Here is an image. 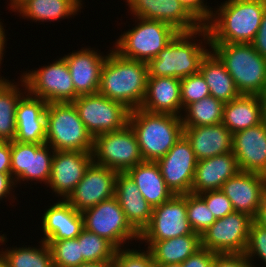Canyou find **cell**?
I'll return each mask as SVG.
<instances>
[{
  "mask_svg": "<svg viewBox=\"0 0 266 267\" xmlns=\"http://www.w3.org/2000/svg\"><path fill=\"white\" fill-rule=\"evenodd\" d=\"M180 92L183 110L189 104L210 96L208 85L200 72L180 79Z\"/></svg>",
  "mask_w": 266,
  "mask_h": 267,
  "instance_id": "f35d334b",
  "label": "cell"
},
{
  "mask_svg": "<svg viewBox=\"0 0 266 267\" xmlns=\"http://www.w3.org/2000/svg\"><path fill=\"white\" fill-rule=\"evenodd\" d=\"M93 162L92 153L83 151H55L48 186L62 200H66L82 180L89 165Z\"/></svg>",
  "mask_w": 266,
  "mask_h": 267,
  "instance_id": "ac0fdd59",
  "label": "cell"
},
{
  "mask_svg": "<svg viewBox=\"0 0 266 267\" xmlns=\"http://www.w3.org/2000/svg\"><path fill=\"white\" fill-rule=\"evenodd\" d=\"M125 249V250H124ZM117 249L114 255V267H157L153 261L151 252L127 249Z\"/></svg>",
  "mask_w": 266,
  "mask_h": 267,
  "instance_id": "ab89813d",
  "label": "cell"
},
{
  "mask_svg": "<svg viewBox=\"0 0 266 267\" xmlns=\"http://www.w3.org/2000/svg\"><path fill=\"white\" fill-rule=\"evenodd\" d=\"M0 173L11 174V142L0 143Z\"/></svg>",
  "mask_w": 266,
  "mask_h": 267,
  "instance_id": "7dc6e473",
  "label": "cell"
},
{
  "mask_svg": "<svg viewBox=\"0 0 266 267\" xmlns=\"http://www.w3.org/2000/svg\"><path fill=\"white\" fill-rule=\"evenodd\" d=\"M115 197L124 211L127 221L140 234L149 224L153 208L126 172L117 174Z\"/></svg>",
  "mask_w": 266,
  "mask_h": 267,
  "instance_id": "4316f807",
  "label": "cell"
},
{
  "mask_svg": "<svg viewBox=\"0 0 266 267\" xmlns=\"http://www.w3.org/2000/svg\"><path fill=\"white\" fill-rule=\"evenodd\" d=\"M75 267H114V261L85 262Z\"/></svg>",
  "mask_w": 266,
  "mask_h": 267,
  "instance_id": "816d5d0a",
  "label": "cell"
},
{
  "mask_svg": "<svg viewBox=\"0 0 266 267\" xmlns=\"http://www.w3.org/2000/svg\"><path fill=\"white\" fill-rule=\"evenodd\" d=\"M198 195L205 201L215 219L223 218L234 211L231 201L221 190H209Z\"/></svg>",
  "mask_w": 266,
  "mask_h": 267,
  "instance_id": "b9f144b4",
  "label": "cell"
},
{
  "mask_svg": "<svg viewBox=\"0 0 266 267\" xmlns=\"http://www.w3.org/2000/svg\"><path fill=\"white\" fill-rule=\"evenodd\" d=\"M54 267H75L84 263L80 242L75 239L47 240Z\"/></svg>",
  "mask_w": 266,
  "mask_h": 267,
  "instance_id": "8d00e7d4",
  "label": "cell"
},
{
  "mask_svg": "<svg viewBox=\"0 0 266 267\" xmlns=\"http://www.w3.org/2000/svg\"><path fill=\"white\" fill-rule=\"evenodd\" d=\"M82 216L86 230L106 238L117 249L132 240L139 241V233L127 221L115 196L84 210Z\"/></svg>",
  "mask_w": 266,
  "mask_h": 267,
  "instance_id": "9c48e42d",
  "label": "cell"
},
{
  "mask_svg": "<svg viewBox=\"0 0 266 267\" xmlns=\"http://www.w3.org/2000/svg\"><path fill=\"white\" fill-rule=\"evenodd\" d=\"M253 218L233 211L216 221L201 234V247L218 254L244 253Z\"/></svg>",
  "mask_w": 266,
  "mask_h": 267,
  "instance_id": "7c38bea8",
  "label": "cell"
},
{
  "mask_svg": "<svg viewBox=\"0 0 266 267\" xmlns=\"http://www.w3.org/2000/svg\"><path fill=\"white\" fill-rule=\"evenodd\" d=\"M50 148L46 143L11 141V177L16 186L21 180L39 181L47 186L55 152Z\"/></svg>",
  "mask_w": 266,
  "mask_h": 267,
  "instance_id": "5bb4252c",
  "label": "cell"
},
{
  "mask_svg": "<svg viewBox=\"0 0 266 267\" xmlns=\"http://www.w3.org/2000/svg\"><path fill=\"white\" fill-rule=\"evenodd\" d=\"M185 8L202 24L204 25L210 18L212 9L204 4V0H179Z\"/></svg>",
  "mask_w": 266,
  "mask_h": 267,
  "instance_id": "f6af8a7d",
  "label": "cell"
},
{
  "mask_svg": "<svg viewBox=\"0 0 266 267\" xmlns=\"http://www.w3.org/2000/svg\"><path fill=\"white\" fill-rule=\"evenodd\" d=\"M134 17L157 20L178 32H193L203 25L179 0H126Z\"/></svg>",
  "mask_w": 266,
  "mask_h": 267,
  "instance_id": "e0dca14e",
  "label": "cell"
},
{
  "mask_svg": "<svg viewBox=\"0 0 266 267\" xmlns=\"http://www.w3.org/2000/svg\"><path fill=\"white\" fill-rule=\"evenodd\" d=\"M39 247H16L0 251L7 267H54L51 250L41 240Z\"/></svg>",
  "mask_w": 266,
  "mask_h": 267,
  "instance_id": "836d02e7",
  "label": "cell"
},
{
  "mask_svg": "<svg viewBox=\"0 0 266 267\" xmlns=\"http://www.w3.org/2000/svg\"><path fill=\"white\" fill-rule=\"evenodd\" d=\"M186 234H198L187 219L186 194L173 195L153 207L151 220L139 234V241H161Z\"/></svg>",
  "mask_w": 266,
  "mask_h": 267,
  "instance_id": "4fadbf2b",
  "label": "cell"
},
{
  "mask_svg": "<svg viewBox=\"0 0 266 267\" xmlns=\"http://www.w3.org/2000/svg\"><path fill=\"white\" fill-rule=\"evenodd\" d=\"M147 77L146 62L126 59L111 49L101 69L98 93L132 111L144 101Z\"/></svg>",
  "mask_w": 266,
  "mask_h": 267,
  "instance_id": "7a4b0ae2",
  "label": "cell"
},
{
  "mask_svg": "<svg viewBox=\"0 0 266 267\" xmlns=\"http://www.w3.org/2000/svg\"><path fill=\"white\" fill-rule=\"evenodd\" d=\"M129 125L136 134L144 161H157L165 156L183 135L180 116L151 113L141 108L130 112Z\"/></svg>",
  "mask_w": 266,
  "mask_h": 267,
  "instance_id": "277c9868",
  "label": "cell"
},
{
  "mask_svg": "<svg viewBox=\"0 0 266 267\" xmlns=\"http://www.w3.org/2000/svg\"><path fill=\"white\" fill-rule=\"evenodd\" d=\"M0 267H7L6 263L4 261V259L2 258V256L0 255Z\"/></svg>",
  "mask_w": 266,
  "mask_h": 267,
  "instance_id": "9f6ffc18",
  "label": "cell"
},
{
  "mask_svg": "<svg viewBox=\"0 0 266 267\" xmlns=\"http://www.w3.org/2000/svg\"><path fill=\"white\" fill-rule=\"evenodd\" d=\"M117 174L118 172L112 169L92 162L66 201L82 213L115 196Z\"/></svg>",
  "mask_w": 266,
  "mask_h": 267,
  "instance_id": "2e32d148",
  "label": "cell"
},
{
  "mask_svg": "<svg viewBox=\"0 0 266 267\" xmlns=\"http://www.w3.org/2000/svg\"><path fill=\"white\" fill-rule=\"evenodd\" d=\"M43 241L75 239L82 229L83 216L66 200H61L49 206L42 216Z\"/></svg>",
  "mask_w": 266,
  "mask_h": 267,
  "instance_id": "d4e9b609",
  "label": "cell"
},
{
  "mask_svg": "<svg viewBox=\"0 0 266 267\" xmlns=\"http://www.w3.org/2000/svg\"><path fill=\"white\" fill-rule=\"evenodd\" d=\"M244 255L252 263H254V258L258 256L257 258H260L266 266V228L260 227L254 222L251 223Z\"/></svg>",
  "mask_w": 266,
  "mask_h": 267,
  "instance_id": "60d3db41",
  "label": "cell"
},
{
  "mask_svg": "<svg viewBox=\"0 0 266 267\" xmlns=\"http://www.w3.org/2000/svg\"><path fill=\"white\" fill-rule=\"evenodd\" d=\"M75 87V99L80 95L96 94L100 87L101 69L107 55L91 48L63 56Z\"/></svg>",
  "mask_w": 266,
  "mask_h": 267,
  "instance_id": "ffe728a7",
  "label": "cell"
},
{
  "mask_svg": "<svg viewBox=\"0 0 266 267\" xmlns=\"http://www.w3.org/2000/svg\"><path fill=\"white\" fill-rule=\"evenodd\" d=\"M27 92L49 103L73 102L75 87L64 57L41 69L25 71L21 75Z\"/></svg>",
  "mask_w": 266,
  "mask_h": 267,
  "instance_id": "8fae6325",
  "label": "cell"
},
{
  "mask_svg": "<svg viewBox=\"0 0 266 267\" xmlns=\"http://www.w3.org/2000/svg\"><path fill=\"white\" fill-rule=\"evenodd\" d=\"M221 191L231 201L234 211L254 218L266 195V175L240 171L222 185Z\"/></svg>",
  "mask_w": 266,
  "mask_h": 267,
  "instance_id": "d6986e66",
  "label": "cell"
},
{
  "mask_svg": "<svg viewBox=\"0 0 266 267\" xmlns=\"http://www.w3.org/2000/svg\"><path fill=\"white\" fill-rule=\"evenodd\" d=\"M141 109L151 113L180 116V79L174 77H147L146 95Z\"/></svg>",
  "mask_w": 266,
  "mask_h": 267,
  "instance_id": "484cf974",
  "label": "cell"
},
{
  "mask_svg": "<svg viewBox=\"0 0 266 267\" xmlns=\"http://www.w3.org/2000/svg\"><path fill=\"white\" fill-rule=\"evenodd\" d=\"M16 187L11 174H2L0 173V200L3 198L11 197L12 198V190ZM11 194V196H9Z\"/></svg>",
  "mask_w": 266,
  "mask_h": 267,
  "instance_id": "c3c4849f",
  "label": "cell"
},
{
  "mask_svg": "<svg viewBox=\"0 0 266 267\" xmlns=\"http://www.w3.org/2000/svg\"><path fill=\"white\" fill-rule=\"evenodd\" d=\"M187 219L195 233L202 234L215 221L205 201L193 193L186 194Z\"/></svg>",
  "mask_w": 266,
  "mask_h": 267,
  "instance_id": "74e56055",
  "label": "cell"
},
{
  "mask_svg": "<svg viewBox=\"0 0 266 267\" xmlns=\"http://www.w3.org/2000/svg\"><path fill=\"white\" fill-rule=\"evenodd\" d=\"M216 9L204 24L210 43H251L259 30L266 0H226Z\"/></svg>",
  "mask_w": 266,
  "mask_h": 267,
  "instance_id": "6da1fadb",
  "label": "cell"
},
{
  "mask_svg": "<svg viewBox=\"0 0 266 267\" xmlns=\"http://www.w3.org/2000/svg\"><path fill=\"white\" fill-rule=\"evenodd\" d=\"M240 171L233 152L197 161L191 193L221 190L222 185Z\"/></svg>",
  "mask_w": 266,
  "mask_h": 267,
  "instance_id": "603a6c76",
  "label": "cell"
},
{
  "mask_svg": "<svg viewBox=\"0 0 266 267\" xmlns=\"http://www.w3.org/2000/svg\"><path fill=\"white\" fill-rule=\"evenodd\" d=\"M126 173L152 208L168 201L174 195L166 186L156 161H142Z\"/></svg>",
  "mask_w": 266,
  "mask_h": 267,
  "instance_id": "83f0119b",
  "label": "cell"
},
{
  "mask_svg": "<svg viewBox=\"0 0 266 267\" xmlns=\"http://www.w3.org/2000/svg\"><path fill=\"white\" fill-rule=\"evenodd\" d=\"M80 242L81 254L85 262L111 261L117 248L106 238L82 229L76 237Z\"/></svg>",
  "mask_w": 266,
  "mask_h": 267,
  "instance_id": "d590c367",
  "label": "cell"
},
{
  "mask_svg": "<svg viewBox=\"0 0 266 267\" xmlns=\"http://www.w3.org/2000/svg\"><path fill=\"white\" fill-rule=\"evenodd\" d=\"M72 103L93 138L129 124L131 110L99 93L80 95Z\"/></svg>",
  "mask_w": 266,
  "mask_h": 267,
  "instance_id": "30bf717a",
  "label": "cell"
},
{
  "mask_svg": "<svg viewBox=\"0 0 266 267\" xmlns=\"http://www.w3.org/2000/svg\"><path fill=\"white\" fill-rule=\"evenodd\" d=\"M232 152L242 172L266 175V126L260 123L234 133Z\"/></svg>",
  "mask_w": 266,
  "mask_h": 267,
  "instance_id": "44dd1931",
  "label": "cell"
},
{
  "mask_svg": "<svg viewBox=\"0 0 266 267\" xmlns=\"http://www.w3.org/2000/svg\"><path fill=\"white\" fill-rule=\"evenodd\" d=\"M259 101L261 106V123L266 126V92L259 95Z\"/></svg>",
  "mask_w": 266,
  "mask_h": 267,
  "instance_id": "f5cc1de1",
  "label": "cell"
},
{
  "mask_svg": "<svg viewBox=\"0 0 266 267\" xmlns=\"http://www.w3.org/2000/svg\"><path fill=\"white\" fill-rule=\"evenodd\" d=\"M200 36L210 47L209 34L204 25L193 32H178L167 46L147 63L148 77L182 79L199 73L202 59L210 51L205 49L202 40L195 39Z\"/></svg>",
  "mask_w": 266,
  "mask_h": 267,
  "instance_id": "3957f363",
  "label": "cell"
},
{
  "mask_svg": "<svg viewBox=\"0 0 266 267\" xmlns=\"http://www.w3.org/2000/svg\"><path fill=\"white\" fill-rule=\"evenodd\" d=\"M254 264L244 253H223L215 256L212 267H256Z\"/></svg>",
  "mask_w": 266,
  "mask_h": 267,
  "instance_id": "7bdbcfd3",
  "label": "cell"
},
{
  "mask_svg": "<svg viewBox=\"0 0 266 267\" xmlns=\"http://www.w3.org/2000/svg\"><path fill=\"white\" fill-rule=\"evenodd\" d=\"M197 161L232 152L233 134L223 125L183 127Z\"/></svg>",
  "mask_w": 266,
  "mask_h": 267,
  "instance_id": "cb8c5ba5",
  "label": "cell"
},
{
  "mask_svg": "<svg viewBox=\"0 0 266 267\" xmlns=\"http://www.w3.org/2000/svg\"><path fill=\"white\" fill-rule=\"evenodd\" d=\"M224 102L212 96L189 104L181 115L183 127H199L222 123Z\"/></svg>",
  "mask_w": 266,
  "mask_h": 267,
  "instance_id": "e575fe53",
  "label": "cell"
},
{
  "mask_svg": "<svg viewBox=\"0 0 266 267\" xmlns=\"http://www.w3.org/2000/svg\"><path fill=\"white\" fill-rule=\"evenodd\" d=\"M222 123L232 134L260 124L259 95L240 94L237 98L225 103Z\"/></svg>",
  "mask_w": 266,
  "mask_h": 267,
  "instance_id": "f1b7e54d",
  "label": "cell"
},
{
  "mask_svg": "<svg viewBox=\"0 0 266 267\" xmlns=\"http://www.w3.org/2000/svg\"><path fill=\"white\" fill-rule=\"evenodd\" d=\"M135 27L124 31L116 41L115 49L120 56L148 63L178 34L171 25L157 20L134 17Z\"/></svg>",
  "mask_w": 266,
  "mask_h": 267,
  "instance_id": "52a82bcc",
  "label": "cell"
},
{
  "mask_svg": "<svg viewBox=\"0 0 266 267\" xmlns=\"http://www.w3.org/2000/svg\"><path fill=\"white\" fill-rule=\"evenodd\" d=\"M48 103L28 92L18 101L16 109V136L19 143H45L46 108Z\"/></svg>",
  "mask_w": 266,
  "mask_h": 267,
  "instance_id": "7402d4cb",
  "label": "cell"
},
{
  "mask_svg": "<svg viewBox=\"0 0 266 267\" xmlns=\"http://www.w3.org/2000/svg\"><path fill=\"white\" fill-rule=\"evenodd\" d=\"M20 83L25 92L20 90L15 81L0 79V140L3 142H11L16 136V109L18 101L27 92L22 78Z\"/></svg>",
  "mask_w": 266,
  "mask_h": 267,
  "instance_id": "d6a6232c",
  "label": "cell"
},
{
  "mask_svg": "<svg viewBox=\"0 0 266 267\" xmlns=\"http://www.w3.org/2000/svg\"><path fill=\"white\" fill-rule=\"evenodd\" d=\"M199 72L208 85L210 96L227 103L240 95L233 78L212 51L202 59Z\"/></svg>",
  "mask_w": 266,
  "mask_h": 267,
  "instance_id": "4dcf8cb0",
  "label": "cell"
},
{
  "mask_svg": "<svg viewBox=\"0 0 266 267\" xmlns=\"http://www.w3.org/2000/svg\"><path fill=\"white\" fill-rule=\"evenodd\" d=\"M82 0H27L15 12L34 22H51L78 15Z\"/></svg>",
  "mask_w": 266,
  "mask_h": 267,
  "instance_id": "1f68e13d",
  "label": "cell"
},
{
  "mask_svg": "<svg viewBox=\"0 0 266 267\" xmlns=\"http://www.w3.org/2000/svg\"><path fill=\"white\" fill-rule=\"evenodd\" d=\"M157 267H182V265L180 263H171V264L157 265Z\"/></svg>",
  "mask_w": 266,
  "mask_h": 267,
  "instance_id": "11a10c76",
  "label": "cell"
},
{
  "mask_svg": "<svg viewBox=\"0 0 266 267\" xmlns=\"http://www.w3.org/2000/svg\"><path fill=\"white\" fill-rule=\"evenodd\" d=\"M156 162L166 186L174 195L191 193L197 159L184 135Z\"/></svg>",
  "mask_w": 266,
  "mask_h": 267,
  "instance_id": "9a60e30c",
  "label": "cell"
},
{
  "mask_svg": "<svg viewBox=\"0 0 266 267\" xmlns=\"http://www.w3.org/2000/svg\"><path fill=\"white\" fill-rule=\"evenodd\" d=\"M253 48L266 59V9L262 16L261 24L254 40L251 42Z\"/></svg>",
  "mask_w": 266,
  "mask_h": 267,
  "instance_id": "bcb514c9",
  "label": "cell"
},
{
  "mask_svg": "<svg viewBox=\"0 0 266 267\" xmlns=\"http://www.w3.org/2000/svg\"><path fill=\"white\" fill-rule=\"evenodd\" d=\"M93 140L72 102L47 105L45 143L52 149L92 153Z\"/></svg>",
  "mask_w": 266,
  "mask_h": 267,
  "instance_id": "8992f818",
  "label": "cell"
},
{
  "mask_svg": "<svg viewBox=\"0 0 266 267\" xmlns=\"http://www.w3.org/2000/svg\"><path fill=\"white\" fill-rule=\"evenodd\" d=\"M156 265L182 263L199 248L200 234H186L161 241H145Z\"/></svg>",
  "mask_w": 266,
  "mask_h": 267,
  "instance_id": "f546056e",
  "label": "cell"
},
{
  "mask_svg": "<svg viewBox=\"0 0 266 267\" xmlns=\"http://www.w3.org/2000/svg\"><path fill=\"white\" fill-rule=\"evenodd\" d=\"M218 253L199 248L195 253L181 263L182 267H212L214 258Z\"/></svg>",
  "mask_w": 266,
  "mask_h": 267,
  "instance_id": "ee69618b",
  "label": "cell"
},
{
  "mask_svg": "<svg viewBox=\"0 0 266 267\" xmlns=\"http://www.w3.org/2000/svg\"><path fill=\"white\" fill-rule=\"evenodd\" d=\"M253 222L260 227L266 228V195L263 197L261 204L258 207Z\"/></svg>",
  "mask_w": 266,
  "mask_h": 267,
  "instance_id": "681fc988",
  "label": "cell"
},
{
  "mask_svg": "<svg viewBox=\"0 0 266 267\" xmlns=\"http://www.w3.org/2000/svg\"><path fill=\"white\" fill-rule=\"evenodd\" d=\"M92 160L94 164L118 173H125L131 167L144 161L136 134L129 124L121 130L95 136Z\"/></svg>",
  "mask_w": 266,
  "mask_h": 267,
  "instance_id": "ba28073f",
  "label": "cell"
},
{
  "mask_svg": "<svg viewBox=\"0 0 266 267\" xmlns=\"http://www.w3.org/2000/svg\"><path fill=\"white\" fill-rule=\"evenodd\" d=\"M3 23L0 22V66L2 64V57L5 56L4 55V51H5V47H6V43H7V39H6V35H5V29L4 27L2 26ZM6 41V42H5ZM0 79H2V77H0Z\"/></svg>",
  "mask_w": 266,
  "mask_h": 267,
  "instance_id": "f907efd6",
  "label": "cell"
},
{
  "mask_svg": "<svg viewBox=\"0 0 266 267\" xmlns=\"http://www.w3.org/2000/svg\"><path fill=\"white\" fill-rule=\"evenodd\" d=\"M210 48L233 78L240 94L266 92V59L251 43H210Z\"/></svg>",
  "mask_w": 266,
  "mask_h": 267,
  "instance_id": "5b68a950",
  "label": "cell"
},
{
  "mask_svg": "<svg viewBox=\"0 0 266 267\" xmlns=\"http://www.w3.org/2000/svg\"><path fill=\"white\" fill-rule=\"evenodd\" d=\"M27 0H10V10L15 12Z\"/></svg>",
  "mask_w": 266,
  "mask_h": 267,
  "instance_id": "db71d44e",
  "label": "cell"
}]
</instances>
